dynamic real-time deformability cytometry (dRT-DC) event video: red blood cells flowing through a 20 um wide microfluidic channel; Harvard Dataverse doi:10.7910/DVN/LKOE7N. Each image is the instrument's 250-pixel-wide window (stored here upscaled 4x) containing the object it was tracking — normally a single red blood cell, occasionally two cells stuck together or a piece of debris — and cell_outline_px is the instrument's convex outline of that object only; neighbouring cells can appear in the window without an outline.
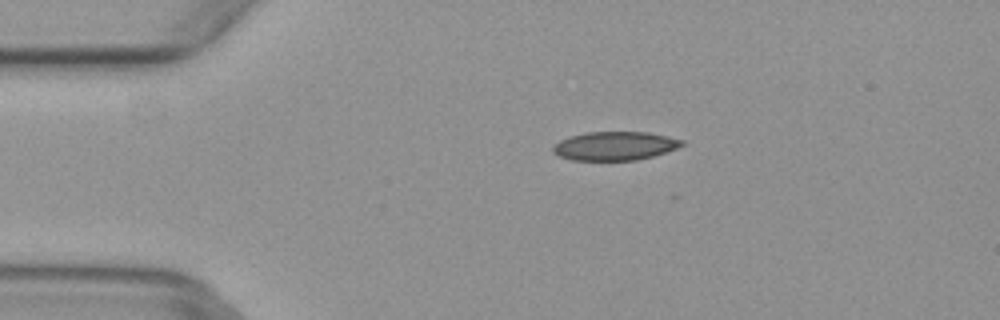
{"species": "common noctule bat (a hibernating species)", "species_latin": "Nyctalus noctula", "temperature_condition": "warm", "stored_images_in_passage": 2, "camera_frame_rate_fps": 3000, "um_per_image_px": 0.085, "animal": {"sex": "female", "body_mass_g": 29.2, "forearm_length_mm": 56.3}, "frame": {"image": 1, "passage_image": 1, "time_ms": 0.0, "image_size_px": [1000, 320], "cell_outline_px": [[688, 144], [668, 152], [636, 160], [572, 160], [560, 156], [552, 152], [552, 144], [568, 136], [584, 132], [648, 132], [668, 136], [684, 140]], "centroid_in_image_um": [52.28, 12.39], "position_along_channel_um": 32.7, "area_um2": 21.91}}